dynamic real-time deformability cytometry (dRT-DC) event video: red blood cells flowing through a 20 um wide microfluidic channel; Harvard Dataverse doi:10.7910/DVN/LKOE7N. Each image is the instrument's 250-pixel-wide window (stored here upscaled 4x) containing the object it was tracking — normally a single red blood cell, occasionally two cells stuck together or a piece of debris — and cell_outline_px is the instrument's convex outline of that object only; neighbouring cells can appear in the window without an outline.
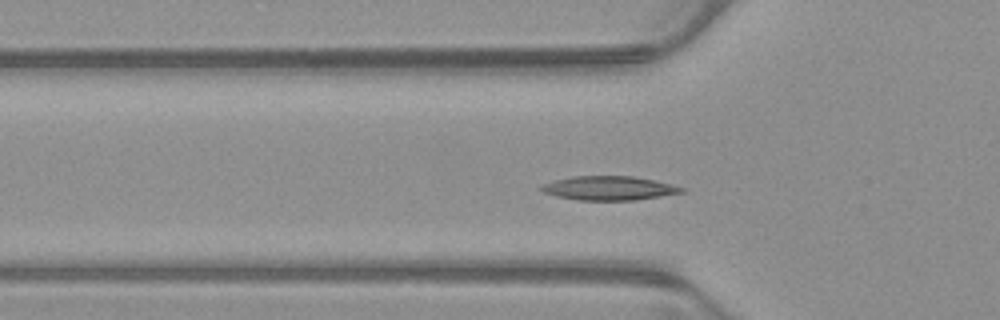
{"species": "common noctule bat (a hibernating species)", "species_latin": "Nyctalus noctula", "temperature_condition": "warm", "stored_images_in_passage": 51, "camera_frame_rate_fps": 3000, "um_per_image_px": 0.085, "animal": {"sex": "male", "body_mass_g": 23.1, "forearm_length_mm": 52.7}, "frame": {"image": 1, "passage_image": 14, "time_ms": 4.333, "image_size_px": [1000, 320], "cell_outline_px": [[688, 188], [684, 192], [660, 196], [632, 200], [576, 200], [556, 196], [544, 192], [540, 188], [544, 184], [556, 180], [572, 176], [632, 176], [672, 184]], "centroid_in_image_um": [51.8, 15.99], "position_along_channel_um": 74.0, "area_um2": 19.48}}
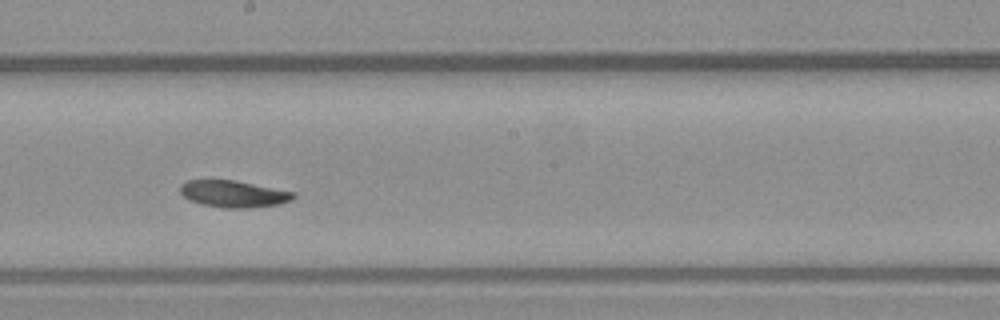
{"frame": {"image": 2, "passage_image": 26, "time_ms": 8.333, "image_size_px": [1000, 320], "cell_outline_px": [[296, 196], [292, 200], [280, 204], [252, 208], [224, 208], [204, 204], [188, 200], [180, 192], [180, 184], [188, 180], [236, 180], [296, 192]], "centroid_in_image_um": [19.89, 16.48], "position_along_channel_um": 228.3, "area_um2": 17.86}}
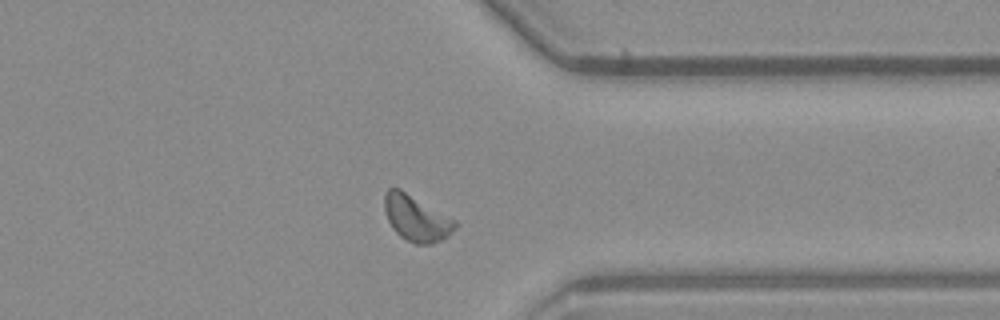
{"frame": {"image": 3, "passage_image": 38, "time_ms": 12.333, "image_size_px": [1000, 320], "cell_outline_px": [[460, 224], [444, 240], [432, 244], [416, 244], [400, 236], [392, 228], [388, 220], [384, 208], [384, 196], [388, 188], [400, 188], [456, 220]], "centroid_in_image_um": [35.42, 18.56], "position_along_channel_um": 376.0, "area_um2": 19.02}, "authors_computed_cell_mechanics": {"area_um2": 18.2648, "velocity_mm_per_s": 3.8351, "shape_relaxation_time_tau1_ms": 4.5633, "shape_relaxation_time_tau2_ms": null, "deformation_change_tau1": 0.1081, "deformation_change_tau2": null}}